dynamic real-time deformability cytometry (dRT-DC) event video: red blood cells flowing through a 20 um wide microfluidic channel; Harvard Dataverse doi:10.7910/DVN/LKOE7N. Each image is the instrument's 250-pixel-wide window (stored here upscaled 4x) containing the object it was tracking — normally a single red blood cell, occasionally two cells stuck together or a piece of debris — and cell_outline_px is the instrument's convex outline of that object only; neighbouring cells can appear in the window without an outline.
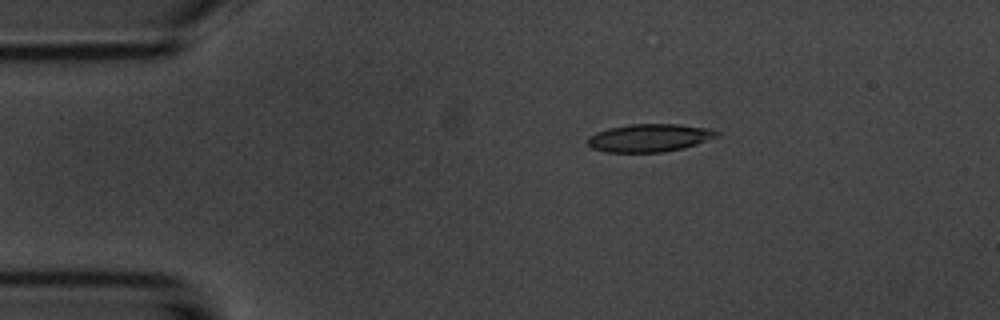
{"species": "common noctule bat (a hibernating species)", "species_latin": "Nyctalus noctula", "temperature_condition": "room temperature", "stored_images_in_passage": 5, "camera_frame_rate_fps": 3000, "um_per_image_px": 0.085, "animal": {"sex": "male", "body_mass_g": 20.1, "forearm_length_mm": 53.5}, "frame": {"image": 1, "passage_image": 3, "time_ms": 2.333, "image_size_px": [1000, 320], "cell_outline_px": [[720, 136], [684, 148], [664, 152], [604, 152], [592, 148], [588, 144], [588, 136], [596, 132], [608, 128], [628, 124], [680, 124], [704, 128], [720, 132]], "centroid_in_image_um": [55.18, 11.72], "position_along_channel_um": 29.8, "area_um2": 21.04}}